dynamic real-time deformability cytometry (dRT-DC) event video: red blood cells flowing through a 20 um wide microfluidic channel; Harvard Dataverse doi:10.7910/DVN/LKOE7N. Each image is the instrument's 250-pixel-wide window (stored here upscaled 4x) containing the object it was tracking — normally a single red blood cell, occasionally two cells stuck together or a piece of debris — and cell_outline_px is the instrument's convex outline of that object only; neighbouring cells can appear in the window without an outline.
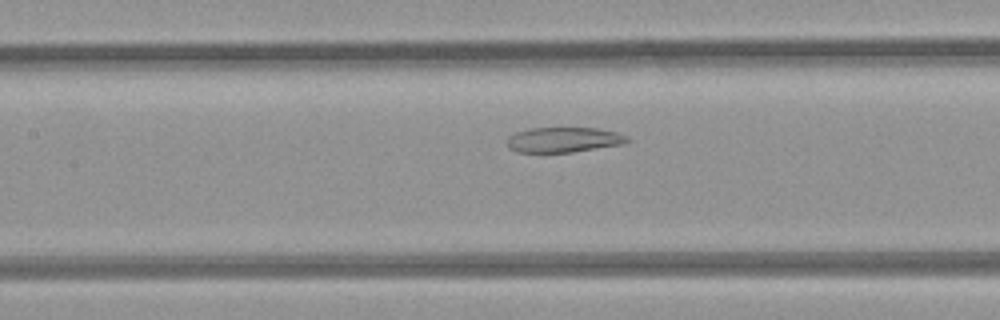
{"species": "common noctule bat (a hibernating species)", "species_latin": "Nyctalus noctula", "temperature_condition": "room temperature", "stored_images_in_passage": 41, "camera_frame_rate_fps": 3000, "um_per_image_px": 0.085, "animal": {"sex": "female", "body_mass_g": 21.9}, "frame": {"image": 1, "passage_image": 14, "time_ms": 4.333, "image_size_px": [1000, 320], "cell_outline_px": [[628, 140], [624, 144], [572, 152], [516, 152], [508, 148], [504, 140], [508, 136], [516, 132], [528, 128], [596, 128], [616, 132], [628, 136]], "centroid_in_image_um": [47.84, 11.88], "position_along_channel_um": 159.6, "area_um2": 17.74}}
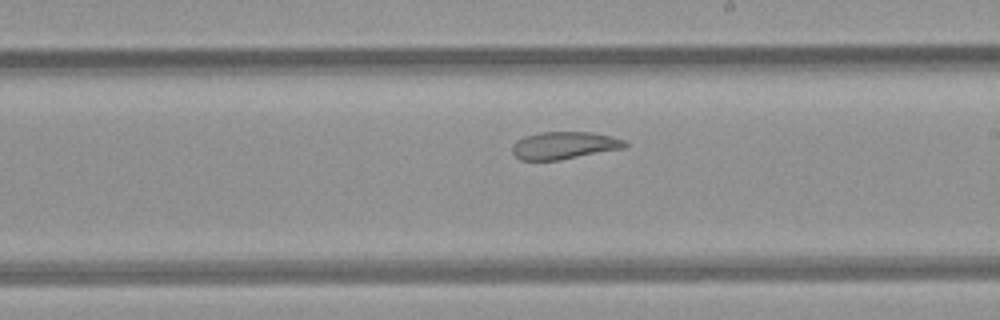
{"frame": {"image": 2, "passage_image": 20, "time_ms": 6.333, "image_size_px": [1000, 320], "cell_outline_px": [[628, 144], [624, 148], [560, 160], [520, 160], [512, 152], [512, 144], [516, 140], [524, 136], [540, 132], [592, 132], [624, 140]], "centroid_in_image_um": [47.91, 12.36], "position_along_channel_um": 241.1, "area_um2": 17.98}}
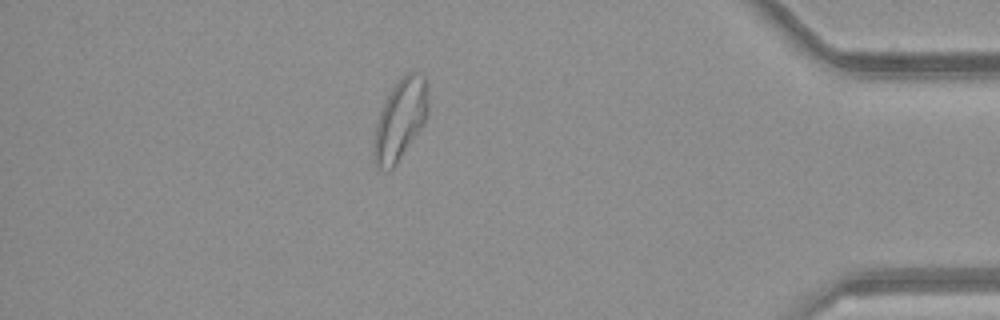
{"frame": {"image": 3, "passage_image": 35, "time_ms": 11.333, "image_size_px": [1000, 320], "cell_outline_px": [[428, 112], [424, 124], [396, 164], [388, 172], [380, 168], [376, 164], [372, 156], [372, 144], [376, 124], [384, 100], [400, 76], [408, 72], [424, 72], [428, 84]], "centroid_in_image_um": [34.03, 10.12], "position_along_channel_um": 401.2, "area_um2": 26.13}, "authors_computed_cell_mechanics": {"area_um2": 22.831, "velocity_mm_per_s": 4.0866, "shape_relaxation_time_tau1_ms": null, "shape_relaxation_time_tau2_ms": 2.9571, "deformation_change_tau1": null, "deformation_change_tau2": 0.1002}}